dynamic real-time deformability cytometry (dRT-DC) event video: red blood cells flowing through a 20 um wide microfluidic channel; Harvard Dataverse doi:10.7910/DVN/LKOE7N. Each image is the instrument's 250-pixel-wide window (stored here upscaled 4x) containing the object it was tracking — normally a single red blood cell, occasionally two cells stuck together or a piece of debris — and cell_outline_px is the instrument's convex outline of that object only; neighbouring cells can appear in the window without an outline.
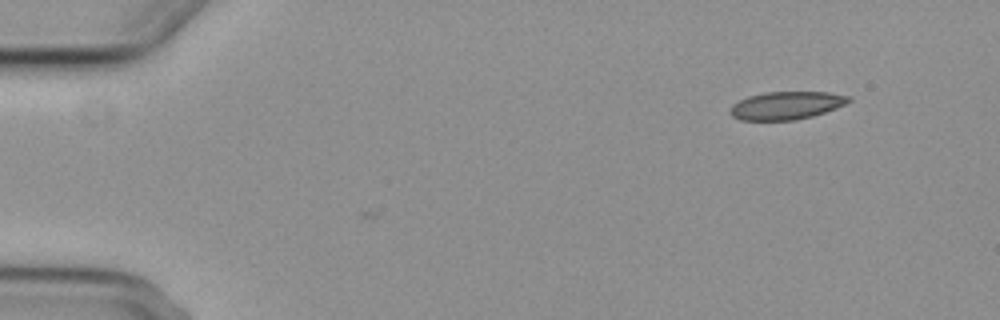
{"species": "common noctule bat (a hibernating species)", "species_latin": "Nyctalus noctula", "temperature_condition": "cold", "stored_images_in_passage": 3, "camera_frame_rate_fps": 3000, "um_per_image_px": 0.085, "animal": {"sex": "female", "body_mass_g": 29.2, "forearm_length_mm": 56.3}, "frame": {"image": 1, "passage_image": 3, "time_ms": 3.333, "image_size_px": [1000, 320], "cell_outline_px": [[852, 100], [836, 108], [812, 116], [792, 120], [740, 120], [732, 116], [728, 112], [732, 104], [748, 96], [764, 92], [828, 92], [852, 96]], "centroid_in_image_um": [66.83, 8.96], "position_along_channel_um": 18.2, "area_um2": 19.31}}